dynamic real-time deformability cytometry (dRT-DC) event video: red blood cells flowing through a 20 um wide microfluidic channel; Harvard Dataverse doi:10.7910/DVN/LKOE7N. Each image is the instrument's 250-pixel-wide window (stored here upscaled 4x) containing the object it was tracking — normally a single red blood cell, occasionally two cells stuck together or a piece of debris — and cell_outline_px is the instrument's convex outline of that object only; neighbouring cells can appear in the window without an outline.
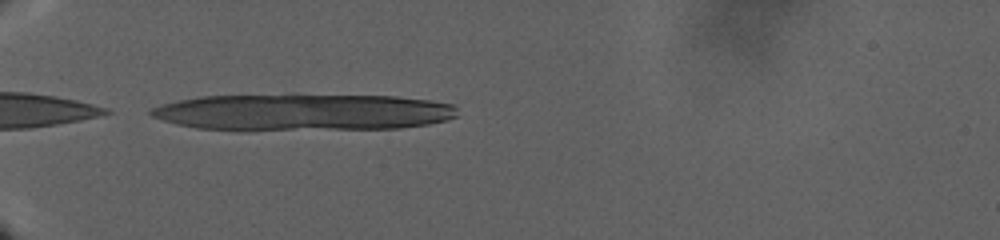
{"species": "human", "species_latin": "Homo sapiens", "temperature_condition": "warm", "stored_images_in_passage": 3, "camera_frame_rate_fps": 3000, "um_per_image_px": 0.085, "donor": {"sex": "male"}, "frame": {"image": 1, "passage_image": 1, "time_ms": 0.0, "image_size_px": [1000, 240], "cell_outline_px": [[456, 116], [448, 120], [428, 124], [400, 128], [240, 132], [196, 128], [176, 124], [152, 116], [148, 112], [152, 108], [160, 104], [200, 96], [296, 92], [396, 96], [428, 100], [456, 104]], "centroid_in_image_um": [25.7, 9.52], "position_along_channel_um": 59.3, "area_um2": 69.24}}